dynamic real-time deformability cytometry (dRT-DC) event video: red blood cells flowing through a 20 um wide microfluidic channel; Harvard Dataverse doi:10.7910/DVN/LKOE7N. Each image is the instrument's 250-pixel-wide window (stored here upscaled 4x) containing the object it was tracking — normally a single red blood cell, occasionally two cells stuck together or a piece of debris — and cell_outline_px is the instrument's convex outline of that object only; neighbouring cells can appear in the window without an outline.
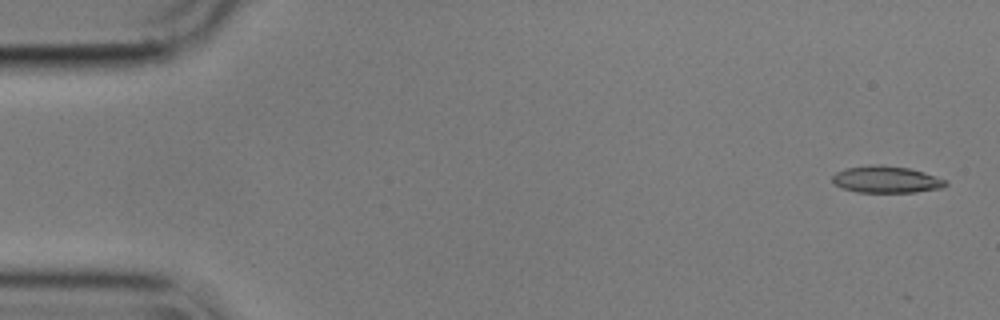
{"species": "common noctule bat (a hibernating species)", "species_latin": "Nyctalus noctula", "temperature_condition": "cold", "stored_images_in_passage": 15, "camera_frame_rate_fps": 3000, "um_per_image_px": 0.085, "animal": {"sex": "male", "body_mass_g": 17.9}, "frame": {"image": 1, "passage_image": 2, "time_ms": 0.333, "image_size_px": [1000, 320], "cell_outline_px": [[948, 184], [944, 188], [916, 192], [856, 192], [840, 188], [832, 180], [832, 176], [836, 172], [844, 168], [872, 164], [880, 164], [908, 168], [924, 172], [948, 180]], "centroid_in_image_um": [75.35, 15.25], "position_along_channel_um": 9.7, "area_um2": 17.98}}
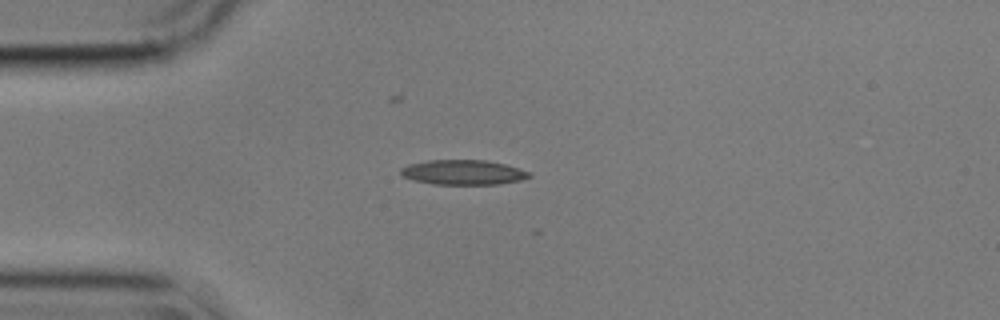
{"frame": {"image": 2, "passage_image": 14, "time_ms": 4.333, "image_size_px": [1000, 320], "cell_outline_px": [[532, 176], [520, 180], [500, 184], [432, 184], [416, 180], [404, 176], [400, 172], [400, 168], [408, 164], [428, 160], [484, 160], [504, 164], [528, 172]], "centroid_in_image_um": [39.34, 14.64], "position_along_channel_um": 45.7, "area_um2": 18.32}}